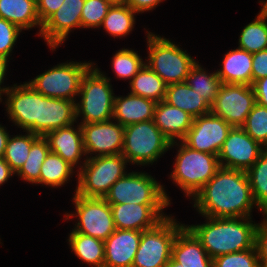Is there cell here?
<instances>
[{
	"mask_svg": "<svg viewBox=\"0 0 267 267\" xmlns=\"http://www.w3.org/2000/svg\"><path fill=\"white\" fill-rule=\"evenodd\" d=\"M49 152L50 149L47 140L40 136L32 144L27 160L15 176L21 178L26 183L28 182V184L39 185L41 165Z\"/></svg>",
	"mask_w": 267,
	"mask_h": 267,
	"instance_id": "34",
	"label": "cell"
},
{
	"mask_svg": "<svg viewBox=\"0 0 267 267\" xmlns=\"http://www.w3.org/2000/svg\"><path fill=\"white\" fill-rule=\"evenodd\" d=\"M267 76V49L252 54V83Z\"/></svg>",
	"mask_w": 267,
	"mask_h": 267,
	"instance_id": "42",
	"label": "cell"
},
{
	"mask_svg": "<svg viewBox=\"0 0 267 267\" xmlns=\"http://www.w3.org/2000/svg\"><path fill=\"white\" fill-rule=\"evenodd\" d=\"M169 214L155 227L142 231L132 267H165L171 259L172 245L185 223Z\"/></svg>",
	"mask_w": 267,
	"mask_h": 267,
	"instance_id": "11",
	"label": "cell"
},
{
	"mask_svg": "<svg viewBox=\"0 0 267 267\" xmlns=\"http://www.w3.org/2000/svg\"><path fill=\"white\" fill-rule=\"evenodd\" d=\"M3 96L0 104L5 105L6 116L23 131L44 137L55 129L77 123L74 101L44 96L27 82L11 85Z\"/></svg>",
	"mask_w": 267,
	"mask_h": 267,
	"instance_id": "1",
	"label": "cell"
},
{
	"mask_svg": "<svg viewBox=\"0 0 267 267\" xmlns=\"http://www.w3.org/2000/svg\"><path fill=\"white\" fill-rule=\"evenodd\" d=\"M170 144L154 120L142 121L124 127V145L121 154L129 165L152 166L170 151Z\"/></svg>",
	"mask_w": 267,
	"mask_h": 267,
	"instance_id": "8",
	"label": "cell"
},
{
	"mask_svg": "<svg viewBox=\"0 0 267 267\" xmlns=\"http://www.w3.org/2000/svg\"><path fill=\"white\" fill-rule=\"evenodd\" d=\"M238 45V48L252 54L267 49V18L264 14L259 12L252 22L244 26Z\"/></svg>",
	"mask_w": 267,
	"mask_h": 267,
	"instance_id": "32",
	"label": "cell"
},
{
	"mask_svg": "<svg viewBox=\"0 0 267 267\" xmlns=\"http://www.w3.org/2000/svg\"><path fill=\"white\" fill-rule=\"evenodd\" d=\"M67 243L76 257L90 267L104 266V241L70 231Z\"/></svg>",
	"mask_w": 267,
	"mask_h": 267,
	"instance_id": "27",
	"label": "cell"
},
{
	"mask_svg": "<svg viewBox=\"0 0 267 267\" xmlns=\"http://www.w3.org/2000/svg\"><path fill=\"white\" fill-rule=\"evenodd\" d=\"M10 131L7 130L5 125L3 126L2 123L0 124V158L4 157L5 147L7 145V141L9 139Z\"/></svg>",
	"mask_w": 267,
	"mask_h": 267,
	"instance_id": "48",
	"label": "cell"
},
{
	"mask_svg": "<svg viewBox=\"0 0 267 267\" xmlns=\"http://www.w3.org/2000/svg\"><path fill=\"white\" fill-rule=\"evenodd\" d=\"M87 158L121 154L124 145V126L115 120L80 123Z\"/></svg>",
	"mask_w": 267,
	"mask_h": 267,
	"instance_id": "15",
	"label": "cell"
},
{
	"mask_svg": "<svg viewBox=\"0 0 267 267\" xmlns=\"http://www.w3.org/2000/svg\"><path fill=\"white\" fill-rule=\"evenodd\" d=\"M208 71L209 70H206V67L204 68L201 63L199 64V62L196 61L191 67L185 82L212 105L222 82L218 77L216 70H214V72Z\"/></svg>",
	"mask_w": 267,
	"mask_h": 267,
	"instance_id": "31",
	"label": "cell"
},
{
	"mask_svg": "<svg viewBox=\"0 0 267 267\" xmlns=\"http://www.w3.org/2000/svg\"><path fill=\"white\" fill-rule=\"evenodd\" d=\"M156 102L141 96L127 93L126 96H115L112 119L122 126L151 121L154 119Z\"/></svg>",
	"mask_w": 267,
	"mask_h": 267,
	"instance_id": "22",
	"label": "cell"
},
{
	"mask_svg": "<svg viewBox=\"0 0 267 267\" xmlns=\"http://www.w3.org/2000/svg\"><path fill=\"white\" fill-rule=\"evenodd\" d=\"M232 126L212 113L195 117L182 142L195 151L219 154Z\"/></svg>",
	"mask_w": 267,
	"mask_h": 267,
	"instance_id": "14",
	"label": "cell"
},
{
	"mask_svg": "<svg viewBox=\"0 0 267 267\" xmlns=\"http://www.w3.org/2000/svg\"><path fill=\"white\" fill-rule=\"evenodd\" d=\"M122 154L87 158L78 170L74 192L86 198H104L111 186L128 172Z\"/></svg>",
	"mask_w": 267,
	"mask_h": 267,
	"instance_id": "7",
	"label": "cell"
},
{
	"mask_svg": "<svg viewBox=\"0 0 267 267\" xmlns=\"http://www.w3.org/2000/svg\"><path fill=\"white\" fill-rule=\"evenodd\" d=\"M252 196L258 207L267 212V148L264 149L258 160L247 171Z\"/></svg>",
	"mask_w": 267,
	"mask_h": 267,
	"instance_id": "35",
	"label": "cell"
},
{
	"mask_svg": "<svg viewBox=\"0 0 267 267\" xmlns=\"http://www.w3.org/2000/svg\"><path fill=\"white\" fill-rule=\"evenodd\" d=\"M144 65L145 60L138 54V51H134L132 48L119 49L113 54L111 60L114 77L119 80H128L129 82Z\"/></svg>",
	"mask_w": 267,
	"mask_h": 267,
	"instance_id": "36",
	"label": "cell"
},
{
	"mask_svg": "<svg viewBox=\"0 0 267 267\" xmlns=\"http://www.w3.org/2000/svg\"><path fill=\"white\" fill-rule=\"evenodd\" d=\"M22 30L13 23L0 18V56L12 60L10 58L13 53L17 39H19Z\"/></svg>",
	"mask_w": 267,
	"mask_h": 267,
	"instance_id": "40",
	"label": "cell"
},
{
	"mask_svg": "<svg viewBox=\"0 0 267 267\" xmlns=\"http://www.w3.org/2000/svg\"><path fill=\"white\" fill-rule=\"evenodd\" d=\"M136 15L138 14L127 4L112 5L100 28L103 27L107 35H111L113 38L123 39L134 30Z\"/></svg>",
	"mask_w": 267,
	"mask_h": 267,
	"instance_id": "30",
	"label": "cell"
},
{
	"mask_svg": "<svg viewBox=\"0 0 267 267\" xmlns=\"http://www.w3.org/2000/svg\"><path fill=\"white\" fill-rule=\"evenodd\" d=\"M153 120L162 134L172 143L185 138L194 117L163 100L156 103Z\"/></svg>",
	"mask_w": 267,
	"mask_h": 267,
	"instance_id": "21",
	"label": "cell"
},
{
	"mask_svg": "<svg viewBox=\"0 0 267 267\" xmlns=\"http://www.w3.org/2000/svg\"><path fill=\"white\" fill-rule=\"evenodd\" d=\"M171 204H110L115 229L144 231L166 218ZM165 213V214H164Z\"/></svg>",
	"mask_w": 267,
	"mask_h": 267,
	"instance_id": "18",
	"label": "cell"
},
{
	"mask_svg": "<svg viewBox=\"0 0 267 267\" xmlns=\"http://www.w3.org/2000/svg\"><path fill=\"white\" fill-rule=\"evenodd\" d=\"M244 131L265 149L267 148V107L258 104L253 106L251 112L242 126Z\"/></svg>",
	"mask_w": 267,
	"mask_h": 267,
	"instance_id": "37",
	"label": "cell"
},
{
	"mask_svg": "<svg viewBox=\"0 0 267 267\" xmlns=\"http://www.w3.org/2000/svg\"><path fill=\"white\" fill-rule=\"evenodd\" d=\"M76 172V173H75ZM78 171L59 155L49 152L40 169L39 185L50 188H61L70 182ZM69 181V182H68Z\"/></svg>",
	"mask_w": 267,
	"mask_h": 267,
	"instance_id": "28",
	"label": "cell"
},
{
	"mask_svg": "<svg viewBox=\"0 0 267 267\" xmlns=\"http://www.w3.org/2000/svg\"><path fill=\"white\" fill-rule=\"evenodd\" d=\"M260 5H261V10H260V13L264 14V13H267V0H260L258 2Z\"/></svg>",
	"mask_w": 267,
	"mask_h": 267,
	"instance_id": "50",
	"label": "cell"
},
{
	"mask_svg": "<svg viewBox=\"0 0 267 267\" xmlns=\"http://www.w3.org/2000/svg\"><path fill=\"white\" fill-rule=\"evenodd\" d=\"M213 267H261L256 247L223 254L213 259Z\"/></svg>",
	"mask_w": 267,
	"mask_h": 267,
	"instance_id": "39",
	"label": "cell"
},
{
	"mask_svg": "<svg viewBox=\"0 0 267 267\" xmlns=\"http://www.w3.org/2000/svg\"><path fill=\"white\" fill-rule=\"evenodd\" d=\"M165 267H182V264L176 262V261L171 257V259L168 261V263L166 264Z\"/></svg>",
	"mask_w": 267,
	"mask_h": 267,
	"instance_id": "49",
	"label": "cell"
},
{
	"mask_svg": "<svg viewBox=\"0 0 267 267\" xmlns=\"http://www.w3.org/2000/svg\"><path fill=\"white\" fill-rule=\"evenodd\" d=\"M142 231L115 229L104 241L103 267H132Z\"/></svg>",
	"mask_w": 267,
	"mask_h": 267,
	"instance_id": "20",
	"label": "cell"
},
{
	"mask_svg": "<svg viewBox=\"0 0 267 267\" xmlns=\"http://www.w3.org/2000/svg\"><path fill=\"white\" fill-rule=\"evenodd\" d=\"M128 84L130 88L129 93L131 94L151 99L156 103L165 99L167 85L162 78L146 64Z\"/></svg>",
	"mask_w": 267,
	"mask_h": 267,
	"instance_id": "29",
	"label": "cell"
},
{
	"mask_svg": "<svg viewBox=\"0 0 267 267\" xmlns=\"http://www.w3.org/2000/svg\"><path fill=\"white\" fill-rule=\"evenodd\" d=\"M264 149L242 127H232L218 154L220 167L247 172Z\"/></svg>",
	"mask_w": 267,
	"mask_h": 267,
	"instance_id": "16",
	"label": "cell"
},
{
	"mask_svg": "<svg viewBox=\"0 0 267 267\" xmlns=\"http://www.w3.org/2000/svg\"><path fill=\"white\" fill-rule=\"evenodd\" d=\"M217 75L222 83L252 85V53L240 48L226 52Z\"/></svg>",
	"mask_w": 267,
	"mask_h": 267,
	"instance_id": "24",
	"label": "cell"
},
{
	"mask_svg": "<svg viewBox=\"0 0 267 267\" xmlns=\"http://www.w3.org/2000/svg\"><path fill=\"white\" fill-rule=\"evenodd\" d=\"M15 173L10 168L9 164L4 158H0V186L7 183L11 177H14Z\"/></svg>",
	"mask_w": 267,
	"mask_h": 267,
	"instance_id": "47",
	"label": "cell"
},
{
	"mask_svg": "<svg viewBox=\"0 0 267 267\" xmlns=\"http://www.w3.org/2000/svg\"><path fill=\"white\" fill-rule=\"evenodd\" d=\"M173 148L177 152L169 179L191 200L220 168L218 156L192 150L182 141L172 142L169 149Z\"/></svg>",
	"mask_w": 267,
	"mask_h": 267,
	"instance_id": "5",
	"label": "cell"
},
{
	"mask_svg": "<svg viewBox=\"0 0 267 267\" xmlns=\"http://www.w3.org/2000/svg\"><path fill=\"white\" fill-rule=\"evenodd\" d=\"M262 219L255 233V247L261 267L267 262V216L264 214Z\"/></svg>",
	"mask_w": 267,
	"mask_h": 267,
	"instance_id": "41",
	"label": "cell"
},
{
	"mask_svg": "<svg viewBox=\"0 0 267 267\" xmlns=\"http://www.w3.org/2000/svg\"><path fill=\"white\" fill-rule=\"evenodd\" d=\"M97 63L84 74L75 102L76 122L98 123L112 120L115 91L107 73ZM81 119H80V118Z\"/></svg>",
	"mask_w": 267,
	"mask_h": 267,
	"instance_id": "4",
	"label": "cell"
},
{
	"mask_svg": "<svg viewBox=\"0 0 267 267\" xmlns=\"http://www.w3.org/2000/svg\"><path fill=\"white\" fill-rule=\"evenodd\" d=\"M163 1L166 0H127L126 4L139 15L155 10Z\"/></svg>",
	"mask_w": 267,
	"mask_h": 267,
	"instance_id": "44",
	"label": "cell"
},
{
	"mask_svg": "<svg viewBox=\"0 0 267 267\" xmlns=\"http://www.w3.org/2000/svg\"><path fill=\"white\" fill-rule=\"evenodd\" d=\"M75 212H65L64 220L75 218L72 230L105 241L114 231L110 204L104 198H86L74 193ZM77 221V222H76Z\"/></svg>",
	"mask_w": 267,
	"mask_h": 267,
	"instance_id": "12",
	"label": "cell"
},
{
	"mask_svg": "<svg viewBox=\"0 0 267 267\" xmlns=\"http://www.w3.org/2000/svg\"><path fill=\"white\" fill-rule=\"evenodd\" d=\"M256 102L267 107V76L252 83Z\"/></svg>",
	"mask_w": 267,
	"mask_h": 267,
	"instance_id": "45",
	"label": "cell"
},
{
	"mask_svg": "<svg viewBox=\"0 0 267 267\" xmlns=\"http://www.w3.org/2000/svg\"><path fill=\"white\" fill-rule=\"evenodd\" d=\"M147 57L145 64L158 74L165 84L171 85L186 81L187 75L196 60L171 39L146 30Z\"/></svg>",
	"mask_w": 267,
	"mask_h": 267,
	"instance_id": "6",
	"label": "cell"
},
{
	"mask_svg": "<svg viewBox=\"0 0 267 267\" xmlns=\"http://www.w3.org/2000/svg\"><path fill=\"white\" fill-rule=\"evenodd\" d=\"M190 201L200 216L212 218L253 217L255 203L246 171L220 167Z\"/></svg>",
	"mask_w": 267,
	"mask_h": 267,
	"instance_id": "2",
	"label": "cell"
},
{
	"mask_svg": "<svg viewBox=\"0 0 267 267\" xmlns=\"http://www.w3.org/2000/svg\"><path fill=\"white\" fill-rule=\"evenodd\" d=\"M109 204H172L164 184L146 171L127 172L105 195Z\"/></svg>",
	"mask_w": 267,
	"mask_h": 267,
	"instance_id": "9",
	"label": "cell"
},
{
	"mask_svg": "<svg viewBox=\"0 0 267 267\" xmlns=\"http://www.w3.org/2000/svg\"><path fill=\"white\" fill-rule=\"evenodd\" d=\"M255 103L252 85L222 83L211 105V113L232 127H242Z\"/></svg>",
	"mask_w": 267,
	"mask_h": 267,
	"instance_id": "13",
	"label": "cell"
},
{
	"mask_svg": "<svg viewBox=\"0 0 267 267\" xmlns=\"http://www.w3.org/2000/svg\"><path fill=\"white\" fill-rule=\"evenodd\" d=\"M164 101L194 118L211 113V105L186 82L168 85Z\"/></svg>",
	"mask_w": 267,
	"mask_h": 267,
	"instance_id": "25",
	"label": "cell"
},
{
	"mask_svg": "<svg viewBox=\"0 0 267 267\" xmlns=\"http://www.w3.org/2000/svg\"><path fill=\"white\" fill-rule=\"evenodd\" d=\"M0 18L18 26L22 31L39 28L42 24L37 14L36 0H0Z\"/></svg>",
	"mask_w": 267,
	"mask_h": 267,
	"instance_id": "26",
	"label": "cell"
},
{
	"mask_svg": "<svg viewBox=\"0 0 267 267\" xmlns=\"http://www.w3.org/2000/svg\"><path fill=\"white\" fill-rule=\"evenodd\" d=\"M111 5H124L126 4L127 0H106Z\"/></svg>",
	"mask_w": 267,
	"mask_h": 267,
	"instance_id": "51",
	"label": "cell"
},
{
	"mask_svg": "<svg viewBox=\"0 0 267 267\" xmlns=\"http://www.w3.org/2000/svg\"><path fill=\"white\" fill-rule=\"evenodd\" d=\"M10 61L4 57L0 56V100L3 97V94L11 87L8 85H3L5 83V79L7 81L6 76L8 71Z\"/></svg>",
	"mask_w": 267,
	"mask_h": 267,
	"instance_id": "46",
	"label": "cell"
},
{
	"mask_svg": "<svg viewBox=\"0 0 267 267\" xmlns=\"http://www.w3.org/2000/svg\"><path fill=\"white\" fill-rule=\"evenodd\" d=\"M64 0H36L37 14L43 24L62 5Z\"/></svg>",
	"mask_w": 267,
	"mask_h": 267,
	"instance_id": "43",
	"label": "cell"
},
{
	"mask_svg": "<svg viewBox=\"0 0 267 267\" xmlns=\"http://www.w3.org/2000/svg\"><path fill=\"white\" fill-rule=\"evenodd\" d=\"M171 257L182 267H213V259L186 226L174 239Z\"/></svg>",
	"mask_w": 267,
	"mask_h": 267,
	"instance_id": "23",
	"label": "cell"
},
{
	"mask_svg": "<svg viewBox=\"0 0 267 267\" xmlns=\"http://www.w3.org/2000/svg\"><path fill=\"white\" fill-rule=\"evenodd\" d=\"M111 6L106 0H85L81 14V28L100 29Z\"/></svg>",
	"mask_w": 267,
	"mask_h": 267,
	"instance_id": "38",
	"label": "cell"
},
{
	"mask_svg": "<svg viewBox=\"0 0 267 267\" xmlns=\"http://www.w3.org/2000/svg\"><path fill=\"white\" fill-rule=\"evenodd\" d=\"M68 61L57 63L26 82L44 96L76 102L82 78L93 62Z\"/></svg>",
	"mask_w": 267,
	"mask_h": 267,
	"instance_id": "10",
	"label": "cell"
},
{
	"mask_svg": "<svg viewBox=\"0 0 267 267\" xmlns=\"http://www.w3.org/2000/svg\"><path fill=\"white\" fill-rule=\"evenodd\" d=\"M75 124L55 129L47 133L44 138L48 142L50 152L59 155L78 171L86 162L87 157L80 123Z\"/></svg>",
	"mask_w": 267,
	"mask_h": 267,
	"instance_id": "19",
	"label": "cell"
},
{
	"mask_svg": "<svg viewBox=\"0 0 267 267\" xmlns=\"http://www.w3.org/2000/svg\"><path fill=\"white\" fill-rule=\"evenodd\" d=\"M85 0H64L59 9L43 24L40 38L52 51L68 40L69 34L81 29V14Z\"/></svg>",
	"mask_w": 267,
	"mask_h": 267,
	"instance_id": "17",
	"label": "cell"
},
{
	"mask_svg": "<svg viewBox=\"0 0 267 267\" xmlns=\"http://www.w3.org/2000/svg\"><path fill=\"white\" fill-rule=\"evenodd\" d=\"M200 224L185 226L200 241L210 258L248 250L255 246L258 223L252 217L212 218L202 216Z\"/></svg>",
	"mask_w": 267,
	"mask_h": 267,
	"instance_id": "3",
	"label": "cell"
},
{
	"mask_svg": "<svg viewBox=\"0 0 267 267\" xmlns=\"http://www.w3.org/2000/svg\"><path fill=\"white\" fill-rule=\"evenodd\" d=\"M10 135L5 147L4 159L16 174L28 158L32 144L40 137L30 131Z\"/></svg>",
	"mask_w": 267,
	"mask_h": 267,
	"instance_id": "33",
	"label": "cell"
}]
</instances>
